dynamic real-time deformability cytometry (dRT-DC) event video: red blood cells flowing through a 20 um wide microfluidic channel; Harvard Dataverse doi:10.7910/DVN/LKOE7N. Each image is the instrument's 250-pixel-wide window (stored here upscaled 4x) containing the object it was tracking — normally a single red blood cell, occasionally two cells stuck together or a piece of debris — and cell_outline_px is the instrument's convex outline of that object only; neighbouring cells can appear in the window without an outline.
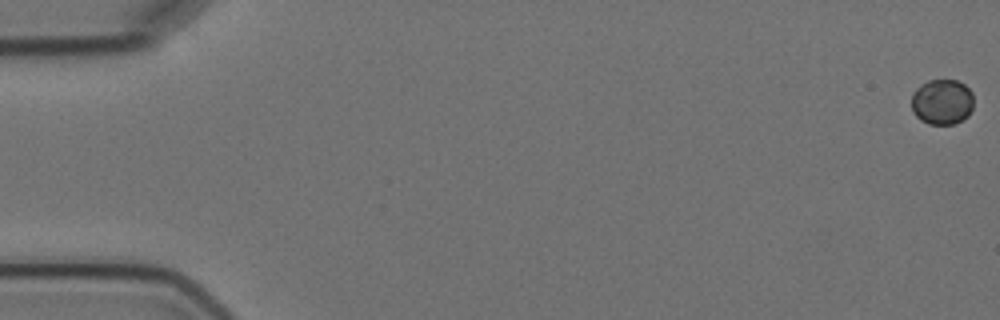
{"species": "Egyptian fruit bat (a non-hibernating species)", "species_latin": "Rousettus aegyptiacus", "temperature_condition": "cold", "stored_images_in_passage": 7, "camera_frame_rate_fps": 3000, "um_per_image_px": 0.085, "animal": {"sex": "female"}, "frame": {"image": 1, "passage_image": 1, "time_ms": 0.0, "image_size_px": [1000, 320], "cell_outline_px": [[972, 108], [968, 116], [952, 124], [928, 124], [920, 120], [912, 112], [912, 92], [920, 84], [928, 80], [956, 80], [964, 84], [972, 92]], "centroid_in_image_um": [80.05, 8.65], "position_along_channel_um": 5.0, "area_um2": 16.53}}
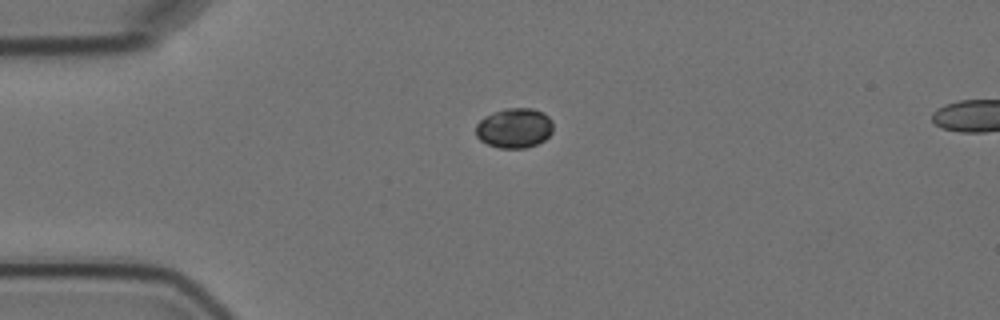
{"frame": {"image": 2, "passage_image": 5, "time_ms": 4.667, "image_size_px": [1000, 320], "cell_outline_px": [[552, 132], [544, 140], [536, 144], [524, 148], [500, 148], [488, 144], [480, 140], [476, 136], [476, 124], [484, 116], [504, 108], [532, 108], [544, 112], [552, 120]], "centroid_in_image_um": [43.72, 10.87], "position_along_channel_um": 41.3, "area_um2": 18.03}}